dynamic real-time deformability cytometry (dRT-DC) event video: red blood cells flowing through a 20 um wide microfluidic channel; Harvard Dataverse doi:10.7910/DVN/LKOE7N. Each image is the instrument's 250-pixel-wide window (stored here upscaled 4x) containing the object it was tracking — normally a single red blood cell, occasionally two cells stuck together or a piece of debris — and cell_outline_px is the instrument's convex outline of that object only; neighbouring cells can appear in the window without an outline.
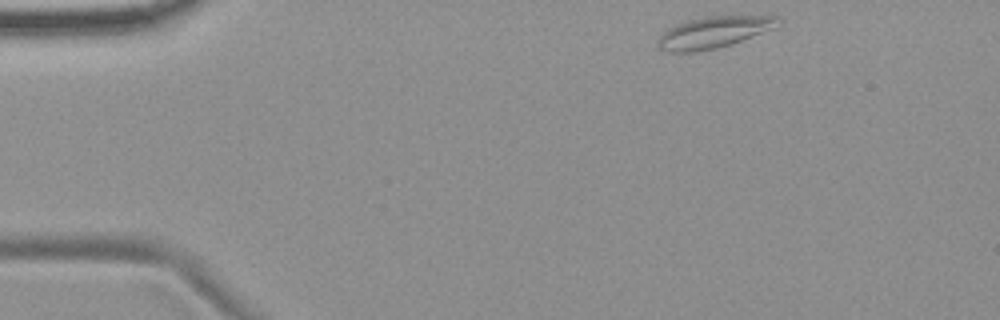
{"species": "common noctule bat (a hibernating species)", "species_latin": "Nyctalus noctula", "temperature_condition": "room temperature", "stored_images_in_passage": 8, "camera_frame_rate_fps": 3000, "um_per_image_px": 0.085, "animal": {"sex": "female", "body_mass_g": 19.9}, "frame": {"image": 1, "passage_image": 1, "time_ms": 0.0, "image_size_px": [1000, 320], "cell_outline_px": [[780, 16], [776, 28], [732, 44], [716, 48], [696, 52], [668, 52], [660, 48], [656, 44], [660, 36], [668, 28], [676, 24], [688, 20], [708, 16]], "centroid_in_image_um": [60.66, 2.75], "position_along_channel_um": 24.3, "area_um2": 22.02}}
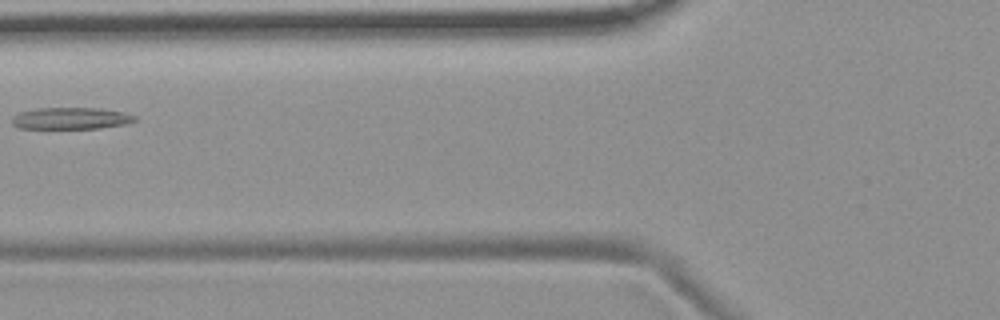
{"frame": {"image": 2, "passage_image": 5, "time_ms": 4.667, "image_size_px": [1000, 320], "cell_outline_px": [[136, 120], [128, 124], [100, 128], [20, 128], [12, 124], [12, 116], [20, 112], [36, 108], [100, 108], [124, 112], [136, 116]], "centroid_in_image_um": [6.05, 10.05], "position_along_channel_um": 119.7, "area_um2": 15.61}}
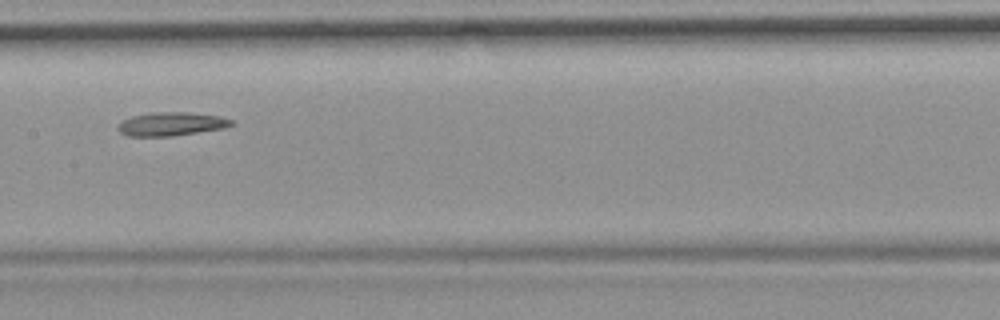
{"frame": {"image": 3, "passage_image": 7, "time_ms": 6.667, "image_size_px": [1000, 320], "cell_outline_px": [[236, 124], [224, 128], [168, 136], [128, 136], [120, 132], [116, 128], [120, 120], [132, 116], [152, 112], [188, 112], [220, 116], [232, 120]], "centroid_in_image_um": [14.53, 10.53], "position_along_channel_um": 192.9, "area_um2": 15.61}}